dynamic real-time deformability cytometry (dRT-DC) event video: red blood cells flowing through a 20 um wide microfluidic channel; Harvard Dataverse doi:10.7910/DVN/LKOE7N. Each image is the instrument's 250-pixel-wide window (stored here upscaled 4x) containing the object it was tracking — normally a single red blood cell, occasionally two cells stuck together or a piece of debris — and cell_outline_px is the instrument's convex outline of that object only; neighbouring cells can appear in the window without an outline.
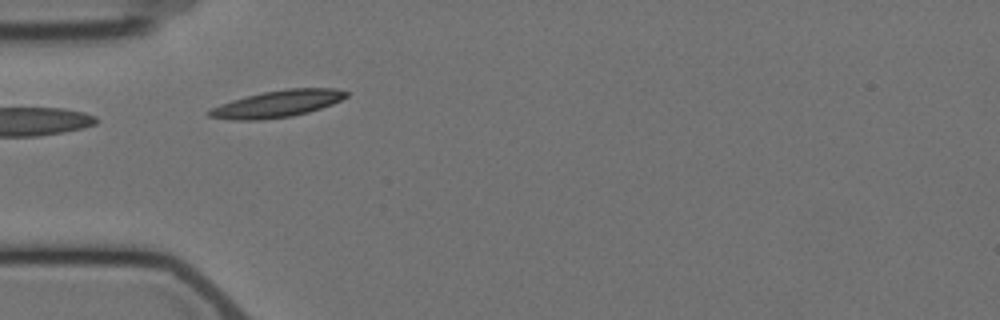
{"species": "Egyptian fruit bat (a non-hibernating species)", "species_latin": "Rousettus aegyptiacus", "temperature_condition": "cold", "stored_images_in_passage": 2, "camera_frame_rate_fps": 3000, "um_per_image_px": 0.085, "animal": {"sex": "female"}, "frame": {"image": 1, "passage_image": 2, "time_ms": 2.0, "image_size_px": [1000, 320], "cell_outline_px": [[348, 96], [332, 104], [308, 112], [292, 116], [260, 120], [232, 120], [208, 116], [204, 112], [220, 104], [232, 100], [264, 92], [288, 88], [336, 88], [348, 92]], "centroid_in_image_um": [23.56, 8.83], "position_along_channel_um": 61.4, "area_um2": 21.33}}